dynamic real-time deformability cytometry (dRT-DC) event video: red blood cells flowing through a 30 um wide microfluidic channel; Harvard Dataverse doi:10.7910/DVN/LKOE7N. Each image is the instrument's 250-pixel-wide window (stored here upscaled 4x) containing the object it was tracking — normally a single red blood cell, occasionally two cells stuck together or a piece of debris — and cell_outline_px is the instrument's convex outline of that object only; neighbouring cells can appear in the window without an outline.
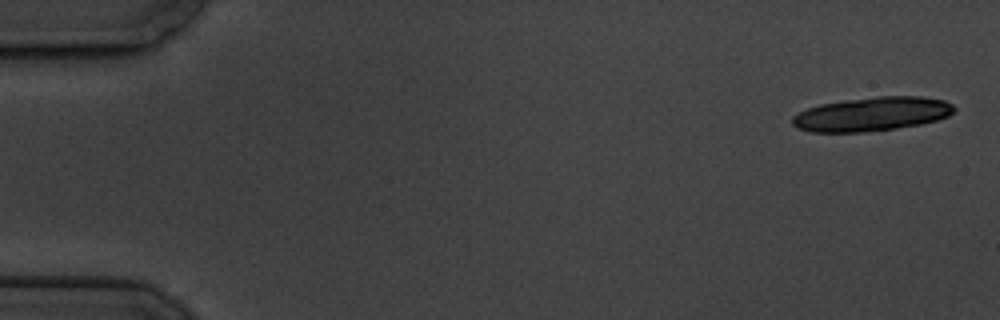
{"species": "common noctule bat (a hibernating species)", "species_latin": "Nyctalus noctula", "temperature_condition": "cold", "stored_images_in_passage": 4, "camera_frame_rate_fps": 3000, "um_per_image_px": 0.085, "animal": {"sex": "male", "body_mass_g": 19.5, "forearm_length_mm": 54.6}, "frame": {"image": 1, "passage_image": 1, "time_ms": 0.0, "image_size_px": [1000, 320], "cell_outline_px": [[956, 108], [948, 116], [936, 120], [920, 124], [896, 128], [860, 132], [812, 132], [796, 128], [792, 124], [792, 116], [808, 108], [820, 104], [844, 100], [876, 96], [920, 96], [944, 100], [952, 104]], "centroid_in_image_um": [74.09, 9.69], "position_along_channel_um": 10.9, "area_um2": 31.96}}